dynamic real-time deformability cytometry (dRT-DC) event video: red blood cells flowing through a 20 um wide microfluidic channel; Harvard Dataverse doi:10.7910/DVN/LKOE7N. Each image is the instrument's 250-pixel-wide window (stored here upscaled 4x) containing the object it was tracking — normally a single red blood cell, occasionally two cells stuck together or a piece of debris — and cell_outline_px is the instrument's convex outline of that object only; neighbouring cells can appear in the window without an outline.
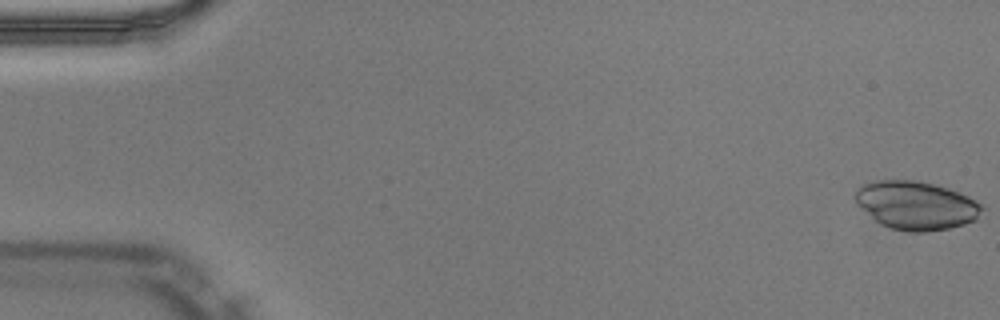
{"species": "Egyptian fruit bat (a non-hibernating species)", "species_latin": "Rousettus aegyptiacus", "temperature_condition": "warm", "stored_images_in_passage": 50, "camera_frame_rate_fps": 3000, "um_per_image_px": 0.085, "animal": {"sex": "male"}, "frame": {"image": 1, "passage_image": 1, "time_ms": 0.0, "image_size_px": [1000, 320], "cell_outline_px": [[984, 208], [976, 220], [964, 224], [948, 228], [924, 232], [908, 232], [892, 228], [880, 224], [852, 196], [856, 188], [864, 184], [876, 180], [912, 180], [932, 184], [948, 188], [968, 196], [976, 200]], "centroid_in_image_um": [77.89, 17.45], "position_along_channel_um": 7.1, "area_um2": 35.43}}
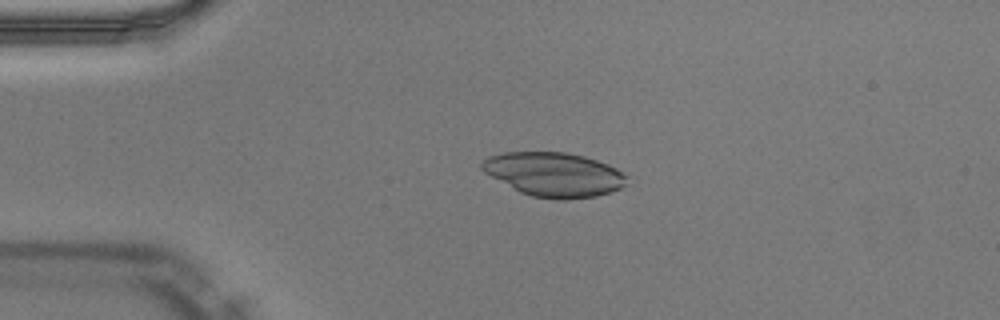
{"frame": {"image": 2, "passage_image": 12, "time_ms": 3.667, "image_size_px": [1000, 320], "cell_outline_px": [[628, 176], [624, 184], [620, 188], [596, 196], [568, 200], [556, 200], [532, 196], [520, 192], [484, 172], [480, 168], [480, 160], [488, 156], [504, 152], [568, 152], [584, 156], [608, 164], [616, 168]], "centroid_in_image_um": [47.06, 14.82], "position_along_channel_um": 37.9, "area_um2": 37.4}}